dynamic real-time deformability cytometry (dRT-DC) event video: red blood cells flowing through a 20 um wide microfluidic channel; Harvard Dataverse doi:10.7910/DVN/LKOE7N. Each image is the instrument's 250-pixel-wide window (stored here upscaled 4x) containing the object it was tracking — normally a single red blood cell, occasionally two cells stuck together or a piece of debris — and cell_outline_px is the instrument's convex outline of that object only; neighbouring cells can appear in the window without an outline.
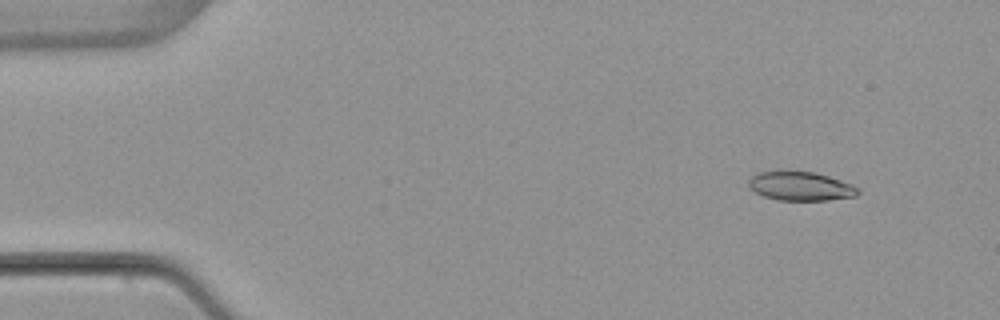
{"species": "common noctule bat (a hibernating species)", "species_latin": "Nyctalus noctula", "temperature_condition": "warm", "stored_images_in_passage": 5, "camera_frame_rate_fps": 3000, "um_per_image_px": 0.085, "animal": {"sex": "female", "body_mass_g": 22.7, "forearm_length_mm": 54.2}, "frame": {"image": 1, "passage_image": 1, "time_ms": 0.0, "image_size_px": [1000, 320], "cell_outline_px": [[860, 192], [856, 196], [828, 200], [780, 200], [764, 196], [748, 188], [748, 180], [756, 172], [780, 168], [788, 168], [816, 172], [852, 184], [860, 188]], "centroid_in_image_um": [68.0, 15.76], "position_along_channel_um": 17.0, "area_um2": 19.31}}
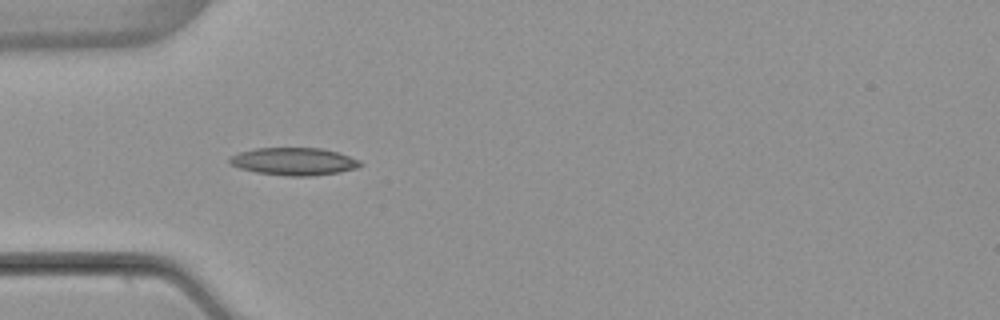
{"frame": {"image": 2, "passage_image": 4, "time_ms": 3.667, "image_size_px": [1000, 320], "cell_outline_px": [[364, 164], [360, 168], [340, 172], [312, 176], [288, 176], [256, 172], [240, 168], [232, 164], [228, 160], [228, 156], [240, 152], [256, 148], [320, 148], [336, 152], [360, 160]], "centroid_in_image_um": [25.01, 13.73], "position_along_channel_um": 60.0, "area_um2": 21.04}}
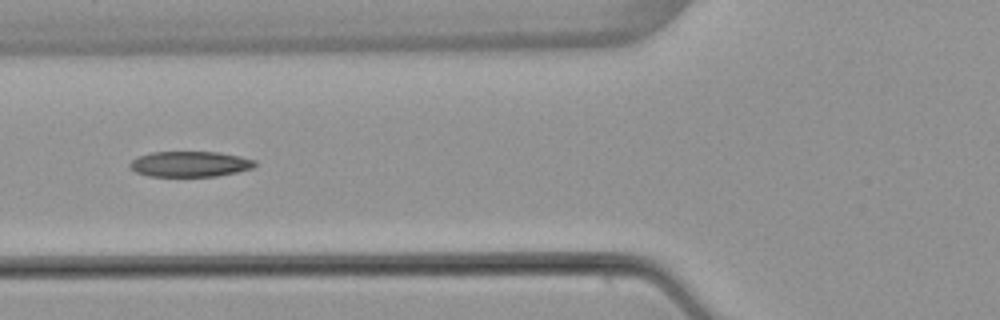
{"frame": {"image": 3, "passage_image": 5, "time_ms": 5.0, "image_size_px": [1000, 320], "cell_outline_px": [[256, 164], [252, 168], [236, 172], [216, 176], [148, 176], [136, 172], [128, 168], [128, 164], [136, 156], [152, 152], [220, 152], [240, 156], [256, 160]], "centroid_in_image_um": [16.11, 13.94], "position_along_channel_um": 109.7, "area_um2": 18.73}}